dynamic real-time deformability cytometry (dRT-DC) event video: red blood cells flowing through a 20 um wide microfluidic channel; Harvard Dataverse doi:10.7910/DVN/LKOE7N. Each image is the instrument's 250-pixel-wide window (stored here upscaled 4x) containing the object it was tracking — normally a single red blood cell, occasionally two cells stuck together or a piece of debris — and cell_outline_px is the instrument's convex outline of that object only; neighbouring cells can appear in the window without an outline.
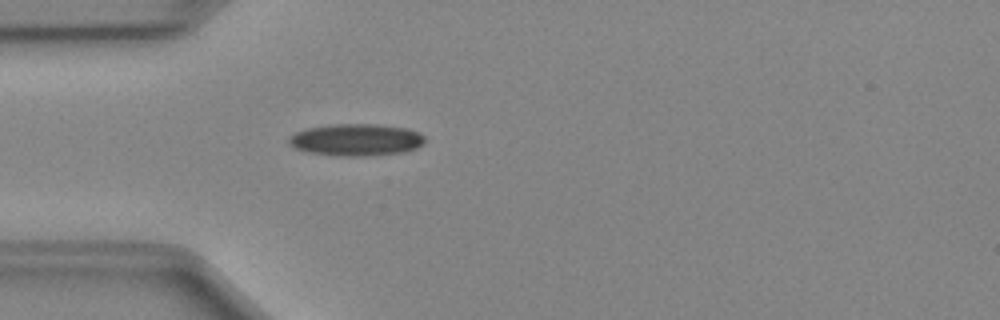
{"species": "Egyptian fruit bat (a non-hibernating species)", "species_latin": "Rousettus aegyptiacus", "temperature_condition": "cold", "stored_images_in_passage": 31, "camera_frame_rate_fps": 3000, "um_per_image_px": 0.085, "animal": {"sex": "female"}, "frame": {"image": 1, "passage_image": 1, "time_ms": 0.0, "image_size_px": [1000, 320], "cell_outline_px": [[424, 140], [416, 148], [404, 152], [364, 156], [344, 156], [308, 152], [296, 148], [288, 144], [288, 136], [296, 132], [308, 128], [332, 124], [376, 124], [408, 128], [424, 136]], "centroid_in_image_um": [30.24, 11.88], "position_along_channel_um": 54.8, "area_um2": 25.2}}
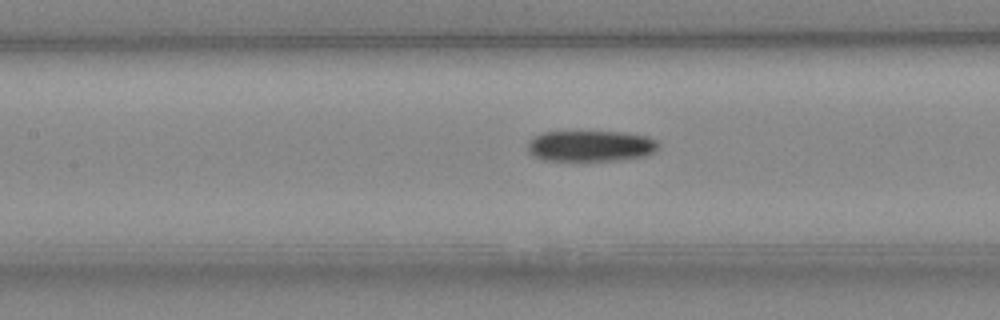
{"frame": {"image": 2, "passage_image": 9, "time_ms": 2.667, "image_size_px": [1000, 320], "cell_outline_px": [[656, 148], [652, 152], [644, 156], [616, 160], [540, 160], [532, 156], [528, 152], [528, 140], [540, 132], [620, 132], [648, 136], [656, 140]], "centroid_in_image_um": [50.12, 12.4], "position_along_channel_um": 157.3, "area_um2": 23.47}}
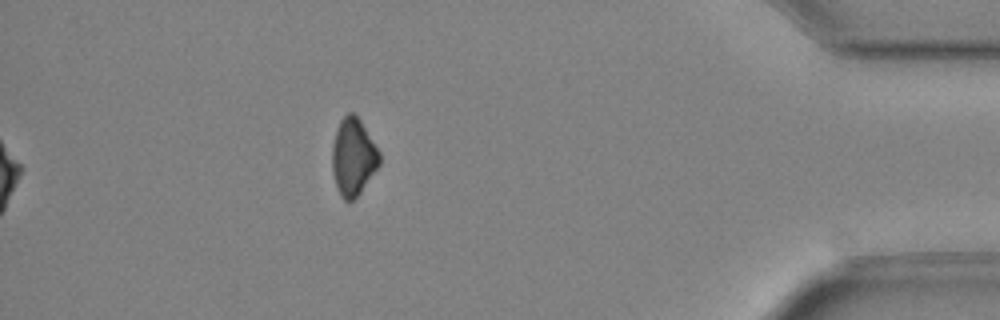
{"frame": {"image": 3, "passage_image": 31, "time_ms": 10.0, "image_size_px": [1000, 320], "cell_outline_px": [[380, 164], [360, 192], [352, 200], [344, 200], [340, 196], [332, 172], [332, 144], [340, 120], [348, 112], [352, 112], [360, 120], [380, 152]], "centroid_in_image_um": [30.01, 13.33], "position_along_channel_um": 405.2, "area_um2": 21.04}, "authors_computed_cell_mechanics": {"area_um2": 24.3338, "velocity_mm_per_s": 4.0433, "shape_relaxation_time_tau1_ms": 5.609, "shape_relaxation_time_tau2_ms": null, "deformation_change_tau1": 0.0967, "deformation_change_tau2": null}}